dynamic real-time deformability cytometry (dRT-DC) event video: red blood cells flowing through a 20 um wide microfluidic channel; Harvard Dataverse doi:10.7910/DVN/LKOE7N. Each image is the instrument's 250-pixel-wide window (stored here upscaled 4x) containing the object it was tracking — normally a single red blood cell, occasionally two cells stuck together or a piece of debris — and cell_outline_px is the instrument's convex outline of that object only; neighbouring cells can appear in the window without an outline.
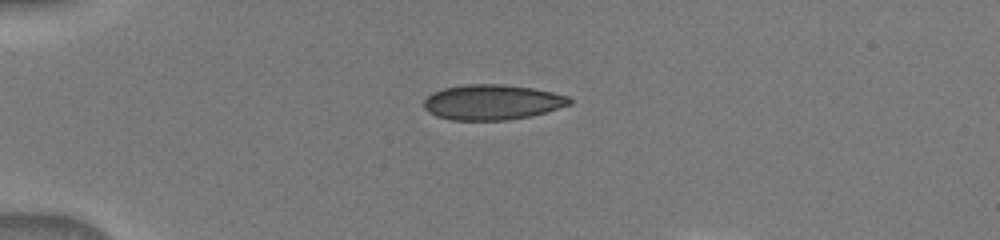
{"species": "human", "species_latin": "Homo sapiens", "temperature_condition": "warm", "stored_images_in_passage": 13, "camera_frame_rate_fps": 3000, "um_per_image_px": 0.085, "donor": {"sex": "male"}, "frame": {"image": 1, "passage_image": 1, "time_ms": 0.0, "image_size_px": [1000, 240], "cell_outline_px": [[572, 104], [532, 116], [508, 120], [452, 120], [436, 116], [424, 108], [424, 100], [432, 92], [444, 88], [464, 84], [500, 84], [532, 88], [552, 92], [568, 96], [572, 100]], "centroid_in_image_um": [41.84, 8.69], "position_along_channel_um": 43.2, "area_um2": 29.94}}
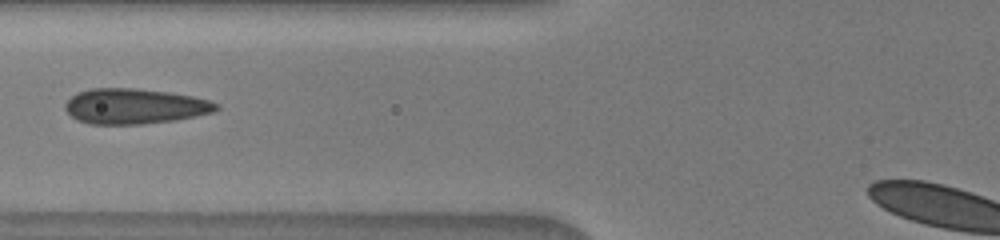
{"frame": {"image": 2, "passage_image": 4, "time_ms": 2.667, "image_size_px": [1000, 240], "cell_outline_px": [[220, 108], [212, 112], [176, 120], [140, 124], [88, 124], [76, 120], [64, 108], [64, 104], [76, 92], [92, 88], [136, 88], [172, 92], [192, 96], [208, 100], [220, 104]], "centroid_in_image_um": [11.43, 9.02], "position_along_channel_um": 114.4, "area_um2": 31.27}}
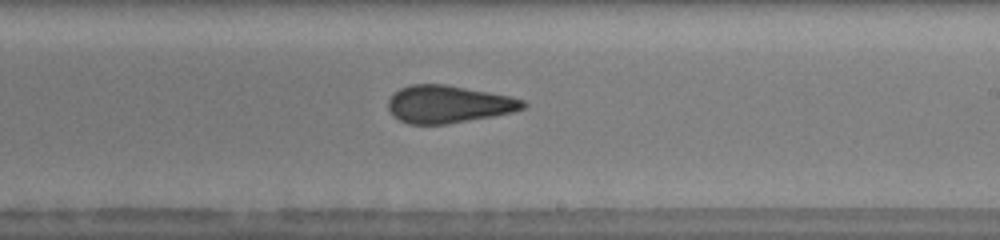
{"frame": {"image": 3, "passage_image": 10, "time_ms": 6.0, "image_size_px": [1000, 240], "cell_outline_px": [[528, 104], [524, 108], [512, 112], [492, 116], [444, 124], [408, 124], [400, 120], [388, 108], [388, 100], [400, 88], [412, 84], [448, 84], [512, 96], [524, 100]], "centroid_in_image_um": [38.15, 8.84], "position_along_channel_um": 250.8, "area_um2": 29.36}}